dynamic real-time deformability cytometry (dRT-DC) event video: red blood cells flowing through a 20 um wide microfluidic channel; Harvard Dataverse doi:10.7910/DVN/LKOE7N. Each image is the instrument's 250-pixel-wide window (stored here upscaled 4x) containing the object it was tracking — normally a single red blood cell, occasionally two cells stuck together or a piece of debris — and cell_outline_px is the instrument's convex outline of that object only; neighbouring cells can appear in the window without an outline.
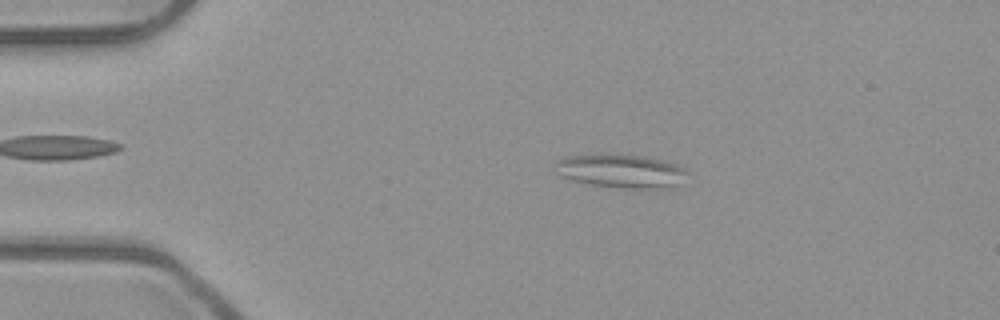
{"species": "common noctule bat (a hibernating species)", "species_latin": "Nyctalus noctula", "temperature_condition": "room temperature", "stored_images_in_passage": 5, "camera_frame_rate_fps": 3000, "um_per_image_px": 0.085, "animal": {"sex": "male", "body_mass_g": 23.1, "forearm_length_mm": 52.7}, "frame": {"image": 1, "passage_image": 3, "time_ms": 0.667, "image_size_px": [1000, 320], "cell_outline_px": [[688, 172], [676, 184], [668, 188], [624, 188], [592, 184], [572, 180], [564, 176], [556, 160], [564, 156], [600, 152], [644, 156], [676, 164], [688, 168]], "centroid_in_image_um": [52.81, 14.49], "position_along_channel_um": 32.2, "area_um2": 25.72}}